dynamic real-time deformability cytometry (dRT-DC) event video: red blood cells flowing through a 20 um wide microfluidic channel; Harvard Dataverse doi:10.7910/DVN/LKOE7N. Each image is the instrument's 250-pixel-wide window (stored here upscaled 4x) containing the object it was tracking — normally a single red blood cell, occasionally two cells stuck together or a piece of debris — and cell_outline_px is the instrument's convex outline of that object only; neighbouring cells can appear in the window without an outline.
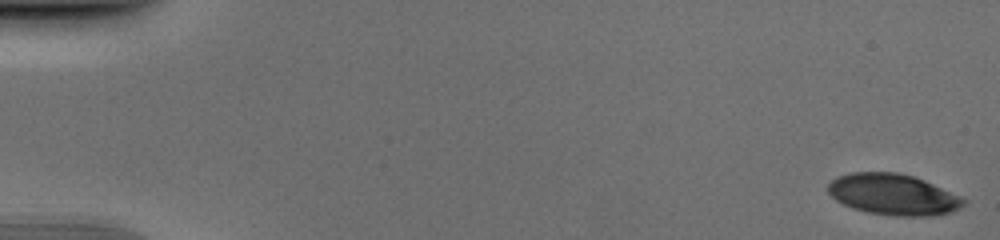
{"species": "human", "species_latin": "Homo sapiens", "temperature_condition": "cold", "stored_images_in_passage": 52, "camera_frame_rate_fps": 3000, "um_per_image_px": 0.085, "donor": {"sex": "male"}, "frame": {"image": 1, "passage_image": 1, "time_ms": 0.0, "image_size_px": [1000, 240], "cell_outline_px": [[968, 200], [964, 204], [948, 212], [928, 216], [896, 216], [868, 212], [852, 208], [836, 200], [828, 192], [828, 184], [836, 176], [852, 172], [896, 172], [912, 176], [924, 180], [960, 196]], "centroid_in_image_um": [75.88, 16.52], "position_along_channel_um": 9.1, "area_um2": 32.14}}
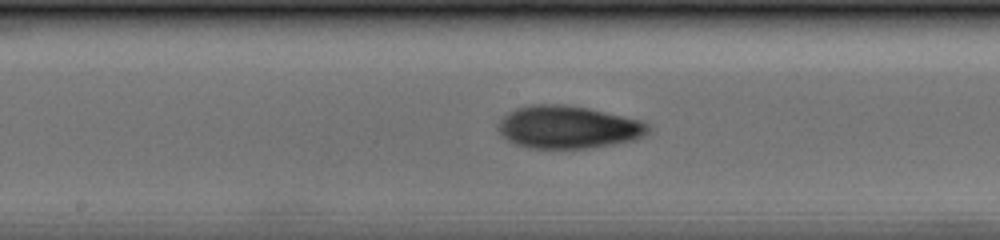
{"frame": {"image": 2, "passage_image": 28, "time_ms": 9.0, "image_size_px": [1000, 240], "cell_outline_px": [[648, 132], [644, 136], [636, 140], [588, 148], [528, 148], [516, 144], [500, 136], [496, 128], [496, 124], [508, 112], [516, 108], [528, 104], [564, 104], [588, 108], [624, 116], [640, 120], [648, 124]], "centroid_in_image_um": [48.24, 10.8], "position_along_channel_um": 200.0, "area_um2": 37.57}}
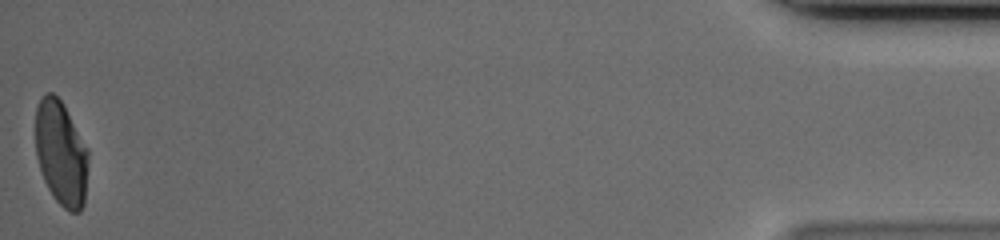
{"frame": {"image": 3, "passage_image": 52, "time_ms": 17.0, "image_size_px": [1000, 240], "cell_outline_px": [[88, 164], [84, 204], [80, 212], [68, 212], [52, 196], [44, 180], [36, 156], [36, 108], [40, 96], [48, 92], [52, 92], [64, 104], [88, 148]], "centroid_in_image_um": [5.2, 13.02], "position_along_channel_um": 430.0, "area_um2": 32.48}}